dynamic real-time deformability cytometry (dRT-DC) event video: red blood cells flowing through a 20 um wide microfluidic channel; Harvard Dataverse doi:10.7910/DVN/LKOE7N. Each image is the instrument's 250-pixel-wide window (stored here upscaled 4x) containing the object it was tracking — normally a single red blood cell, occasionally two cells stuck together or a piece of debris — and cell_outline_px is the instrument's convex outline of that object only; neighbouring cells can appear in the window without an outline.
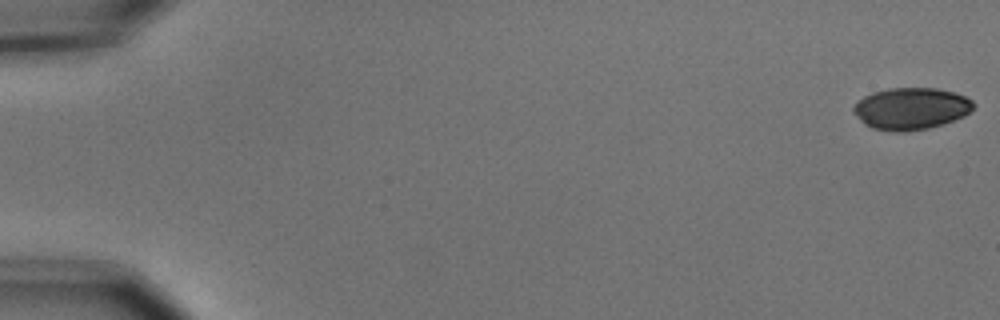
{"species": "common noctule bat (a hibernating species)", "species_latin": "Nyctalus noctula", "temperature_condition": "cold", "stored_images_in_passage": 52, "camera_frame_rate_fps": 3000, "um_per_image_px": 0.085, "animal": {"sex": "male", "body_mass_g": 15.6}, "frame": {"image": 1, "passage_image": 1, "time_ms": 0.0, "image_size_px": [1000, 320], "cell_outline_px": [[976, 104], [964, 116], [944, 124], [928, 128], [904, 132], [896, 132], [872, 128], [864, 124], [860, 120], [852, 108], [864, 96], [872, 92], [888, 88], [936, 88], [956, 92], [972, 100]], "centroid_in_image_um": [77.45, 9.23], "position_along_channel_um": 7.5, "area_um2": 29.3}}
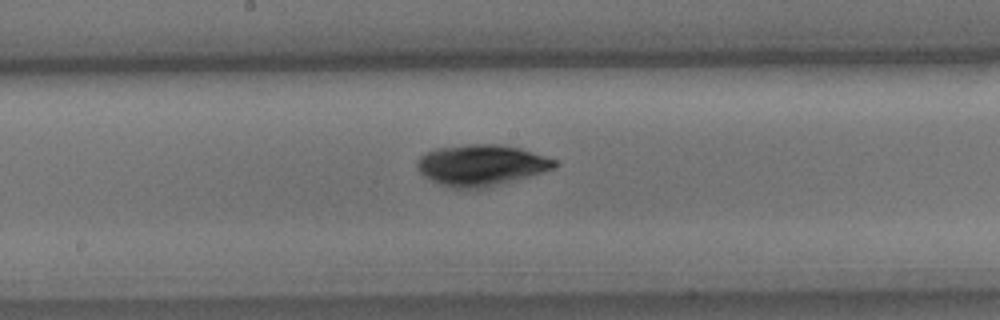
{"frame": {"image": 2, "passage_image": 30, "time_ms": 9.667, "image_size_px": [1000, 320], "cell_outline_px": [[560, 164], [552, 168], [528, 176], [488, 188], [452, 188], [440, 184], [424, 176], [416, 168], [416, 164], [420, 156], [436, 148], [472, 144], [500, 144], [520, 148], [556, 160]], "centroid_in_image_um": [40.88, 14.04], "position_along_channel_um": 207.3, "area_um2": 32.66}}
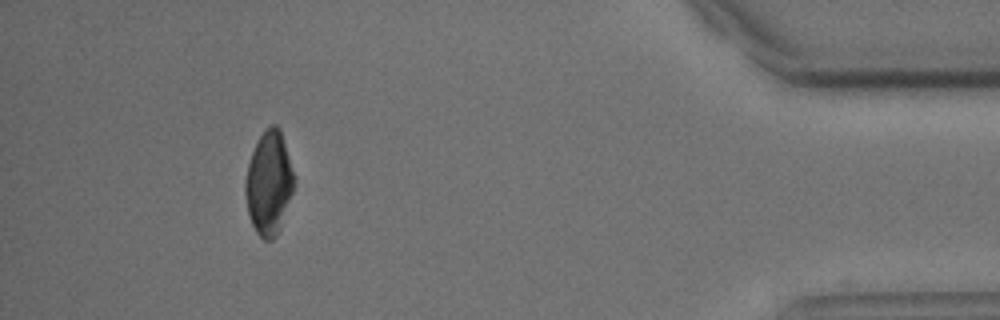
{"frame": {"image": 3, "passage_image": 51, "time_ms": 16.667, "image_size_px": [1000, 320], "cell_outline_px": [[296, 180], [280, 228], [276, 236], [272, 240], [264, 240], [256, 232], [252, 224], [248, 212], [244, 196], [244, 184], [248, 164], [256, 140], [272, 124], [276, 124], [280, 128], [296, 176]], "centroid_in_image_um": [22.86, 15.55], "position_along_channel_um": 412.3, "area_um2": 29.59}}